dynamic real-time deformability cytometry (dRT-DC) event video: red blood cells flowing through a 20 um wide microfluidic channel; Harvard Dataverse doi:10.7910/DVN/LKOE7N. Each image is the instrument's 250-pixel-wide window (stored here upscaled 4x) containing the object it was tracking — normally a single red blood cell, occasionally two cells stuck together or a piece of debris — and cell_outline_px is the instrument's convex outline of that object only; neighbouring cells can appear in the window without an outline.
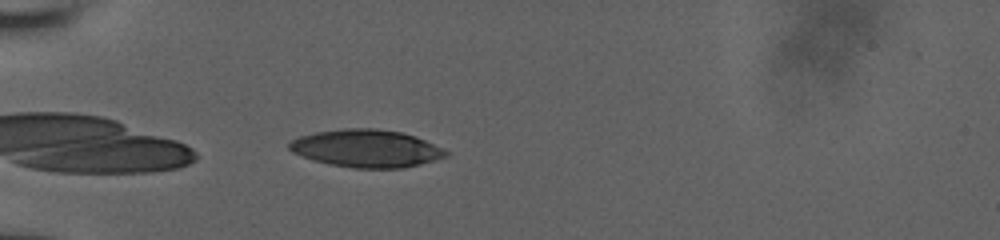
{"species": "human", "species_latin": "Homo sapiens", "temperature_condition": "room temperature", "stored_images_in_passage": 38, "camera_frame_rate_fps": 3000, "um_per_image_px": 0.085, "donor": {"sex": "male"}, "frame": {"image": 1, "passage_image": 1, "time_ms": 0.0, "image_size_px": [1000, 240], "cell_outline_px": [[448, 156], [420, 164], [404, 168], [352, 168], [328, 164], [312, 160], [292, 152], [288, 148], [288, 144], [292, 140], [300, 136], [316, 132], [344, 128], [376, 128], [400, 132], [416, 136], [448, 152]], "centroid_in_image_um": [31.11, 12.62], "position_along_channel_um": 53.9, "area_um2": 34.28}}
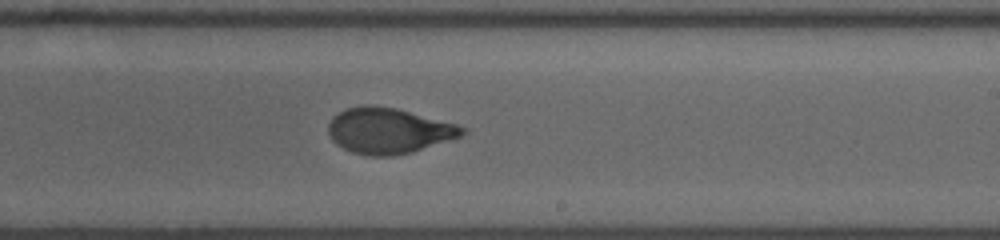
{"frame": {"image": 2, "passage_image": 18, "time_ms": 5.667, "image_size_px": [1000, 240], "cell_outline_px": [[468, 132], [460, 136], [412, 152], [392, 156], [368, 156], [352, 152], [336, 144], [332, 140], [328, 132], [328, 124], [332, 116], [344, 108], [364, 104], [372, 104], [396, 108], [456, 124], [468, 128]], "centroid_in_image_um": [32.99, 11.09], "position_along_channel_um": 256.0, "area_um2": 35.84}}
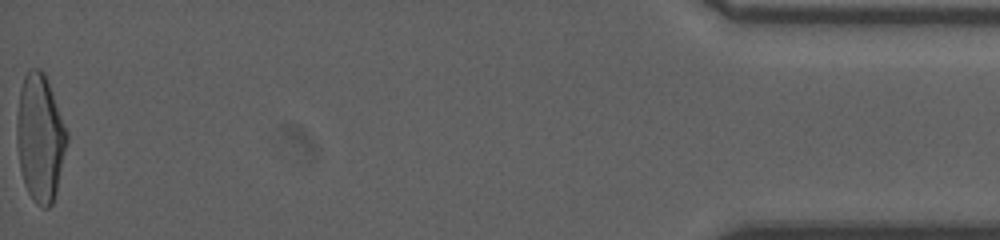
{"frame": {"image": 3, "passage_image": 38, "time_ms": 12.333, "image_size_px": [1000, 240], "cell_outline_px": [[68, 140], [56, 192], [52, 204], [48, 208], [44, 208], [36, 204], [32, 200], [24, 184], [20, 168], [16, 144], [16, 116], [20, 88], [24, 76], [28, 68], [40, 68], [44, 72], [68, 132]], "centroid_in_image_um": [3.39, 11.71], "position_along_channel_um": 431.8, "area_um2": 37.51}, "authors_computed_cell_mechanics": {"area_um2": 35.8071, "velocity_mm_per_s": 3.9456, "shape_relaxation_time_tau1_ms": 4.5096, "shape_relaxation_time_tau2_ms": 1.005, "deformation_change_tau1": 0.1977, "deformation_change_tau2": 0.0686}}